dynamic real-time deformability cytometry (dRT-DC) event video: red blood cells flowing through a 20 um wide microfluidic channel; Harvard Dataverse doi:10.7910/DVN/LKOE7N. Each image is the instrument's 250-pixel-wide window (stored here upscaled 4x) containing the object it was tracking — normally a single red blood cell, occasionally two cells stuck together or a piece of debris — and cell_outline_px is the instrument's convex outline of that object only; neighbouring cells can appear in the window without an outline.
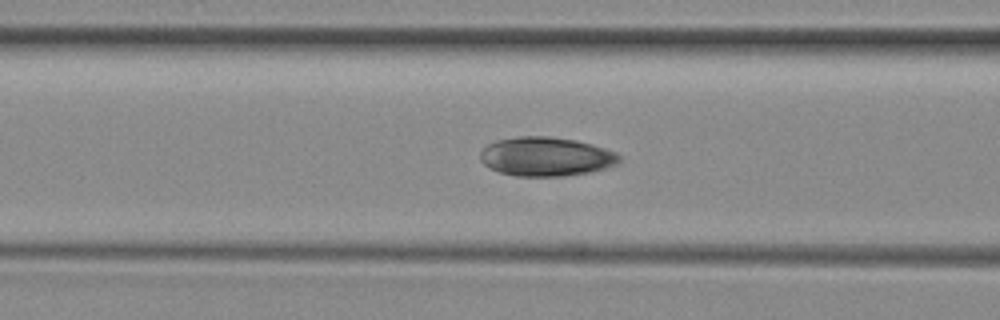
{"species": "common noctule bat (a hibernating species)", "species_latin": "Nyctalus noctula", "temperature_condition": "room temperature", "stored_images_in_passage": 54, "camera_frame_rate_fps": 3000, "um_per_image_px": 0.085, "animal": {"sex": "female", "body_mass_g": 29.2, "forearm_length_mm": 56.3}, "frame": {"image": 1, "passage_image": 21, "time_ms": 6.667, "image_size_px": [1000, 320], "cell_outline_px": [[620, 160], [616, 164], [604, 168], [588, 172], [564, 176], [516, 176], [500, 172], [484, 164], [480, 160], [480, 152], [488, 144], [496, 140], [520, 136], [548, 136], [576, 140], [592, 144], [616, 152], [620, 156]], "centroid_in_image_um": [46.4, 13.3], "position_along_channel_um": 120.2, "area_um2": 31.5}}
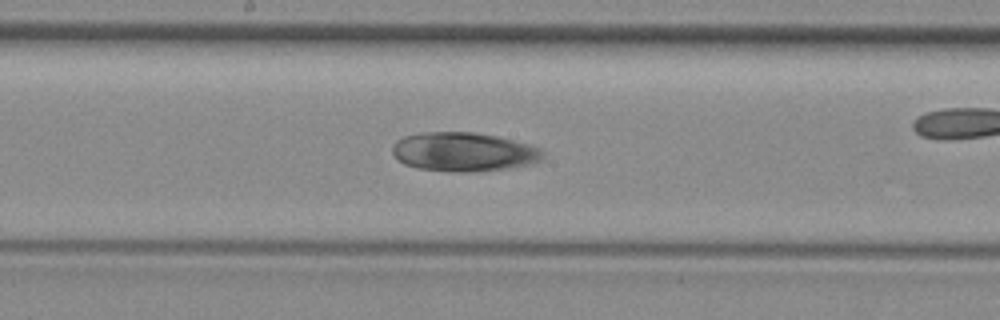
{"frame": {"image": 2, "passage_image": 28, "time_ms": 9.0, "image_size_px": [1000, 320], "cell_outline_px": [[544, 156], [540, 160], [532, 164], [476, 172], [452, 172], [416, 168], [404, 164], [392, 152], [392, 144], [396, 140], [404, 136], [424, 132], [476, 132], [496, 136], [528, 144], [540, 148], [544, 152]], "centroid_in_image_um": [39.4, 12.91], "position_along_channel_um": 208.8, "area_um2": 34.28}}
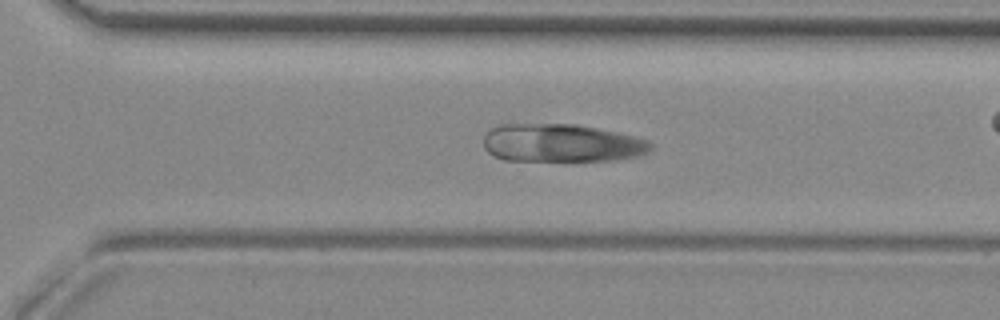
{"frame": {"image": 3, "passage_image": 37, "time_ms": 12.0, "image_size_px": [1000, 320], "cell_outline_px": [[652, 148], [648, 152], [640, 156], [616, 160], [504, 160], [492, 156], [484, 148], [484, 136], [488, 128], [496, 124], [572, 124], [596, 128], [632, 136], [648, 140], [652, 144]], "centroid_in_image_um": [47.68, 12.16], "position_along_channel_um": 322.9, "area_um2": 37.17}}